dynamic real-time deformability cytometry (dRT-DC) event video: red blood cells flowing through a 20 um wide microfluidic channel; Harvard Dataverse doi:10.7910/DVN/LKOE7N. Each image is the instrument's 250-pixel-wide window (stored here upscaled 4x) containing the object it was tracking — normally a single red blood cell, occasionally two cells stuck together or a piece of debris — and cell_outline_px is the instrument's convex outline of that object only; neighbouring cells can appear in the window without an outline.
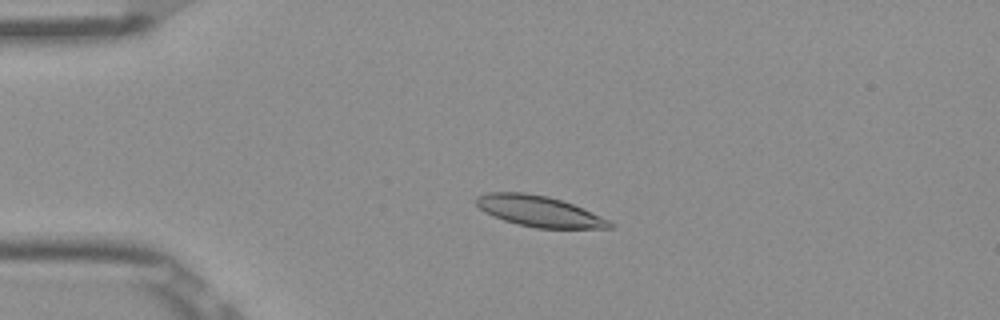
{"species": "Egyptian fruit bat (a non-hibernating species)", "species_latin": "Rousettus aegyptiacus", "temperature_condition": "room temperature", "stored_images_in_passage": 52, "camera_frame_rate_fps": 3000, "um_per_image_px": 0.085, "frame": {"image": 1, "passage_image": 12, "time_ms": 3.667, "image_size_px": [1000, 320], "cell_outline_px": [[612, 228], [536, 228], [516, 224], [504, 220], [484, 212], [476, 204], [476, 196], [488, 192], [524, 192], [548, 196], [584, 208], [608, 220], [612, 224]], "centroid_in_image_um": [45.79, 17.95], "position_along_channel_um": 39.2, "area_um2": 23.87}}
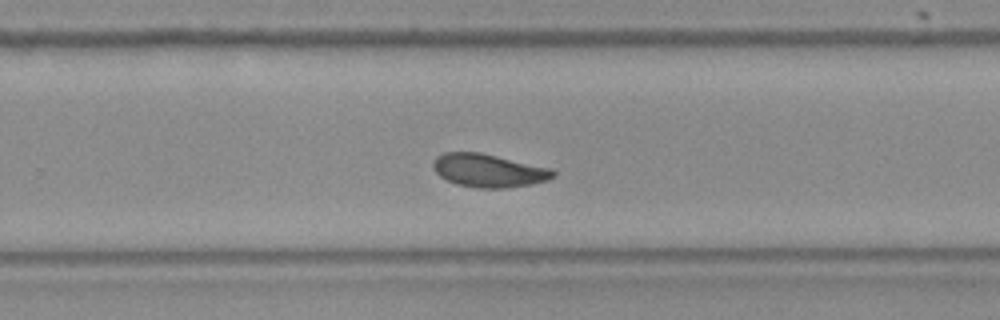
{"frame": {"image": 2, "passage_image": 34, "time_ms": 11.0, "image_size_px": [1000, 320], "cell_outline_px": [[556, 176], [548, 180], [532, 184], [504, 188], [476, 188], [456, 184], [440, 176], [432, 168], [432, 160], [436, 156], [444, 152], [480, 152], [552, 168], [556, 172]], "centroid_in_image_um": [41.53, 14.49], "position_along_channel_um": 288.3, "area_um2": 23.47}}
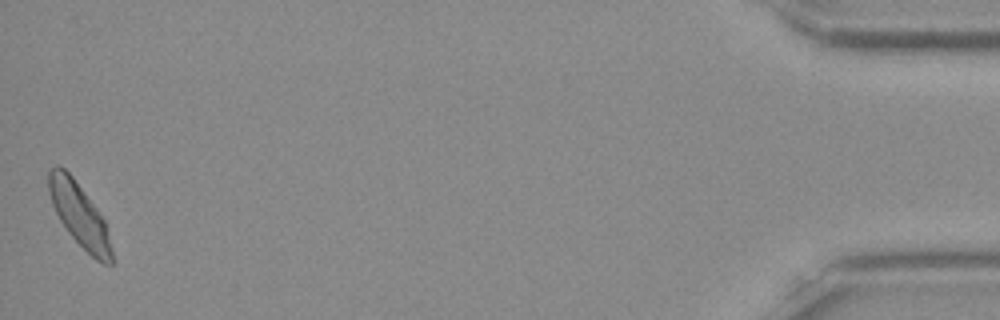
{"frame": {"image": 3, "passage_image": 52, "time_ms": 17.0, "image_size_px": [1000, 320], "cell_outline_px": [[112, 264], [104, 264], [96, 260], [68, 232], [60, 220], [52, 204], [48, 192], [48, 172], [56, 164], [60, 164], [72, 176], [96, 208], [104, 220], [112, 252]], "centroid_in_image_um": [6.71, 18.23], "position_along_channel_um": 428.5, "area_um2": 22.72}, "authors_computed_cell_mechanics": {"area_um2": 23.12, "velocity_mm_per_s": 3.853, "shape_relaxation_time_tau1_ms": 6.8062, "shape_relaxation_time_tau2_ms": 4.7094, "deformation_change_tau1": 0.1539, "deformation_change_tau2": 0.0813}}